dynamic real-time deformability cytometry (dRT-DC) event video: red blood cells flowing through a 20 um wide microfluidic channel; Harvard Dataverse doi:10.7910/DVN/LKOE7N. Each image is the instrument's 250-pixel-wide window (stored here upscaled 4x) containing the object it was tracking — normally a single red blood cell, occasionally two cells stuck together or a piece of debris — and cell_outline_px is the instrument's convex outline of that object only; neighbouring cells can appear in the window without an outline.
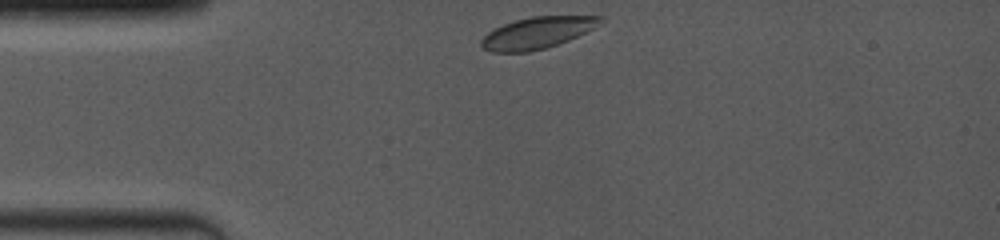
{"species": "common noctule bat (a hibernating species)", "species_latin": "Nyctalus noctula", "temperature_condition": "room temperature", "stored_images_in_passage": 9, "camera_frame_rate_fps": 4000, "um_per_image_px": 0.085, "animal": {"sex": "female", "body_mass_g": 19.0, "forearm_length_mm": 53.3}, "frame": {"image": 1, "passage_image": 1, "time_ms": 0.0, "image_size_px": [1000, 240], "cell_outline_px": [[604, 16], [592, 28], [568, 40], [544, 48], [528, 52], [492, 52], [484, 48], [480, 44], [480, 40], [488, 32], [504, 24], [516, 20], [532, 16]], "centroid_in_image_um": [45.59, 2.79], "position_along_channel_um": 39.4, "area_um2": 21.33}}
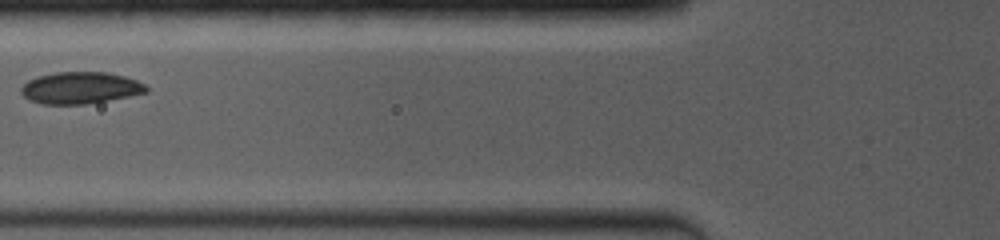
{"frame": {"image": 2, "passage_image": 6, "time_ms": 2.75, "image_size_px": [1000, 240], "cell_outline_px": [[148, 92], [108, 100], [84, 104], [40, 104], [28, 100], [20, 92], [20, 88], [28, 80], [40, 76], [56, 72], [108, 72], [124, 76], [136, 80], [144, 84], [148, 88]], "centroid_in_image_um": [6.81, 7.47], "position_along_channel_um": 119.0, "area_um2": 23.12}}
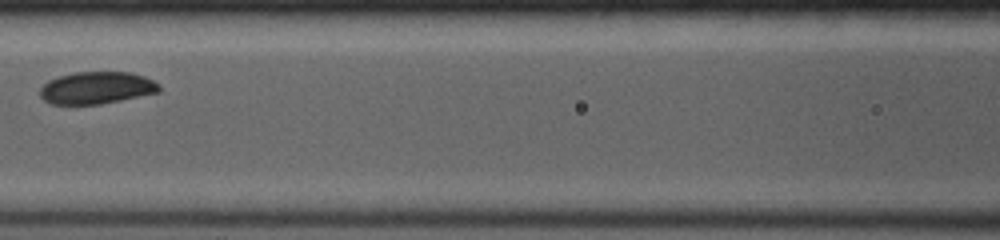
{"frame": {"image": 3, "passage_image": 8, "time_ms": 3.75, "image_size_px": [1000, 240], "cell_outline_px": [[160, 92], [100, 104], [52, 104], [44, 100], [40, 96], [40, 88], [48, 80], [72, 72], [132, 72], [144, 76], [160, 84]], "centroid_in_image_um": [8.22, 7.46], "position_along_channel_um": 158.4, "area_um2": 22.37}}